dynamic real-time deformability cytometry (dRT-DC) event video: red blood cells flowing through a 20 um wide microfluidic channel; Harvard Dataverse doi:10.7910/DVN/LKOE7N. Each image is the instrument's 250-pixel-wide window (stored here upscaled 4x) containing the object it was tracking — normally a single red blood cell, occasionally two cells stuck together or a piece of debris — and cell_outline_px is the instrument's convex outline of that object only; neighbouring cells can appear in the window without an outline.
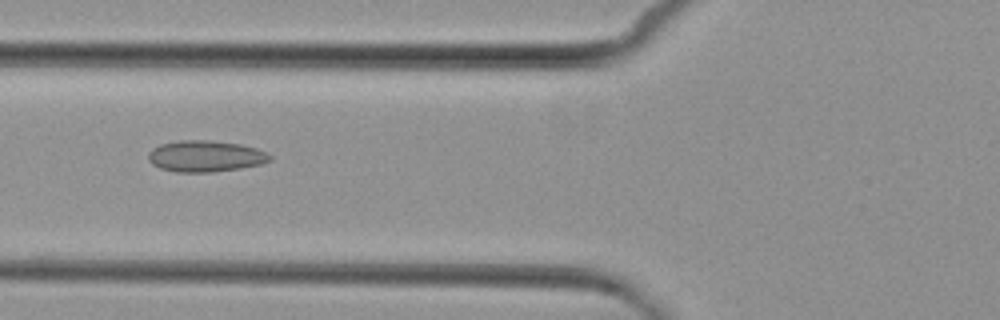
{"species": "common noctule bat (a hibernating species)", "species_latin": "Nyctalus noctula", "temperature_condition": "cold", "stored_images_in_passage": 5, "camera_frame_rate_fps": 3000, "um_per_image_px": 0.085, "animal": {"sex": "female", "body_mass_g": 29.2, "forearm_length_mm": 56.3}, "frame": {"image": 1, "passage_image": 3, "time_ms": 3.333, "image_size_px": [1000, 320], "cell_outline_px": [[272, 160], [260, 164], [240, 168], [212, 172], [176, 172], [160, 168], [152, 164], [148, 160], [148, 152], [152, 148], [160, 144], [180, 140], [208, 140], [240, 144], [256, 148], [268, 152], [272, 156]], "centroid_in_image_um": [17.46, 13.27], "position_along_channel_um": 108.3, "area_um2": 22.31}}
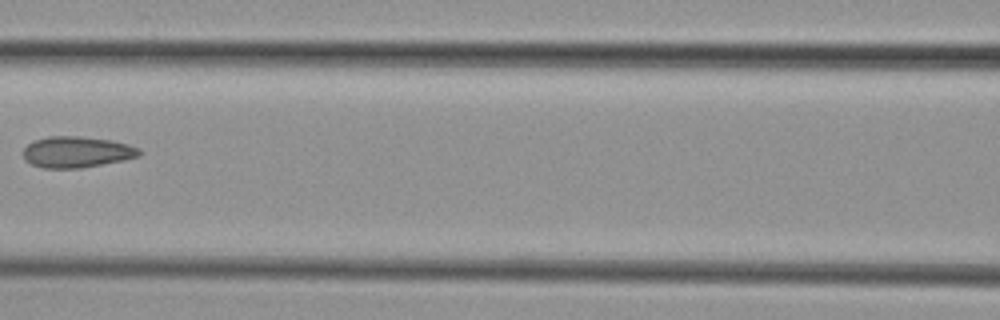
{"frame": {"image": 2, "passage_image": 4, "time_ms": 4.667, "image_size_px": [1000, 320], "cell_outline_px": [[140, 156], [124, 160], [80, 168], [44, 168], [32, 164], [24, 160], [24, 148], [32, 140], [48, 136], [80, 136], [112, 140], [128, 144], [140, 148]], "centroid_in_image_um": [6.52, 12.91], "position_along_channel_um": 160.1, "area_um2": 21.15}}
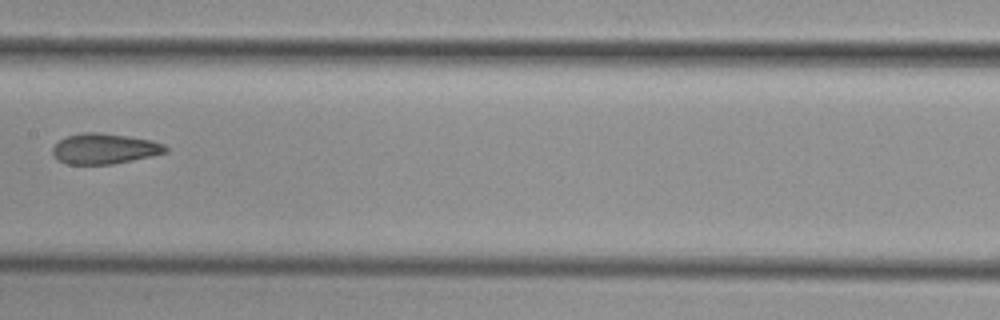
{"frame": {"image": 3, "passage_image": 5, "time_ms": 5.667, "image_size_px": [1000, 320], "cell_outline_px": [[168, 152], [152, 156], [112, 164], [68, 164], [60, 160], [52, 152], [52, 148], [60, 140], [68, 136], [84, 132], [100, 132], [128, 136], [152, 140], [164, 144], [168, 148]], "centroid_in_image_um": [8.93, 12.63], "position_along_channel_um": 198.5, "area_um2": 19.94}}